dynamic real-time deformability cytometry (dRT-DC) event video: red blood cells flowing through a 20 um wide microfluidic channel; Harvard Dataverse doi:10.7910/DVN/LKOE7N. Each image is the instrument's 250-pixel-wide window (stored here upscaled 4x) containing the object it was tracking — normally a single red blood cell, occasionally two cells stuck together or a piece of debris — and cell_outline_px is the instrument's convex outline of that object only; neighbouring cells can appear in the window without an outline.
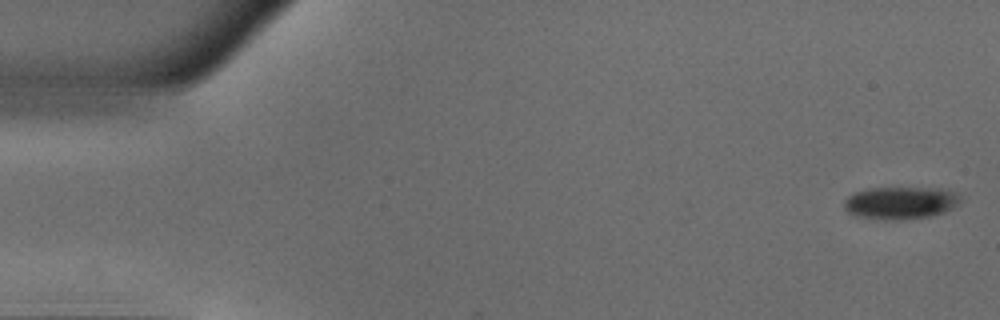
{"species": "common noctule bat (a hibernating species)", "species_latin": "Nyctalus noctula", "temperature_condition": "warm", "stored_images_in_passage": 50, "camera_frame_rate_fps": 3000, "um_per_image_px": 0.085, "animal": {"sex": "male", "body_mass_g": 18.8}, "frame": {"image": 1, "passage_image": 1, "time_ms": 0.0, "image_size_px": [1000, 320], "cell_outline_px": [[964, 200], [956, 208], [932, 216], [896, 220], [884, 220], [856, 216], [848, 212], [844, 208], [844, 200], [852, 192], [868, 188], [940, 188], [956, 192]], "centroid_in_image_um": [76.58, 17.24], "position_along_channel_um": 8.4, "area_um2": 22.48}}
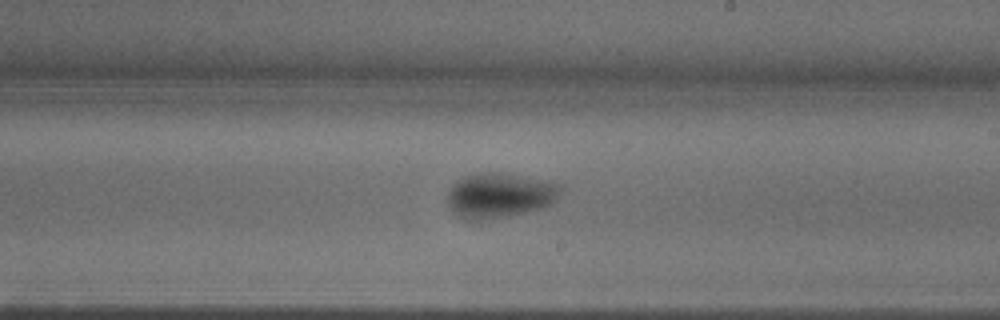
{"frame": {"image": 2, "passage_image": 29, "time_ms": 9.333, "image_size_px": [1000, 320], "cell_outline_px": [[564, 188], [556, 200], [552, 204], [544, 208], [508, 216], [476, 220], [464, 220], [448, 204], [448, 192], [464, 176], [492, 172], [496, 172], [544, 180], [560, 184]], "centroid_in_image_um": [42.55, 16.62], "position_along_channel_um": 246.4, "area_um2": 29.19}}
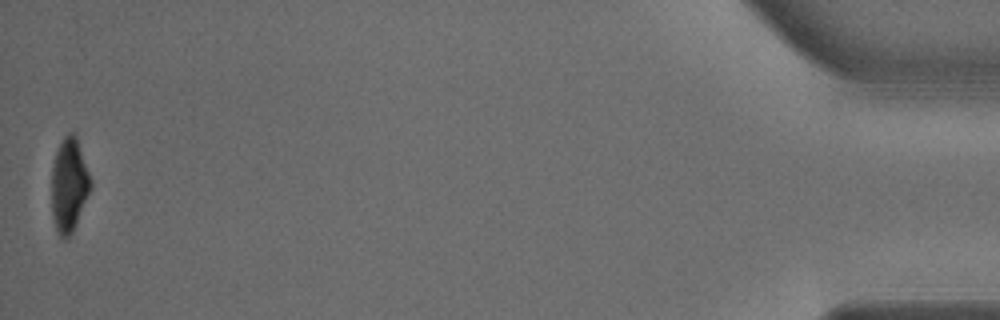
{"frame": {"image": 3, "passage_image": 50, "time_ms": 16.333, "image_size_px": [1000, 320], "cell_outline_px": [[92, 188], [76, 224], [68, 240], [64, 240], [56, 232], [52, 216], [52, 168], [56, 152], [64, 136], [68, 132], [76, 132], [92, 180]], "centroid_in_image_um": [5.89, 15.73], "position_along_channel_um": 429.3, "area_um2": 21.79}, "authors_computed_cell_mechanics": {"area_um2": 26.1256, "velocity_mm_per_s": 3.9698, "shape_relaxation_time_tau1_ms": 4.0407, "shape_relaxation_time_tau2_ms": 2.1521, "deformation_change_tau1": 0.1611, "deformation_change_tau2": 0.0508}}